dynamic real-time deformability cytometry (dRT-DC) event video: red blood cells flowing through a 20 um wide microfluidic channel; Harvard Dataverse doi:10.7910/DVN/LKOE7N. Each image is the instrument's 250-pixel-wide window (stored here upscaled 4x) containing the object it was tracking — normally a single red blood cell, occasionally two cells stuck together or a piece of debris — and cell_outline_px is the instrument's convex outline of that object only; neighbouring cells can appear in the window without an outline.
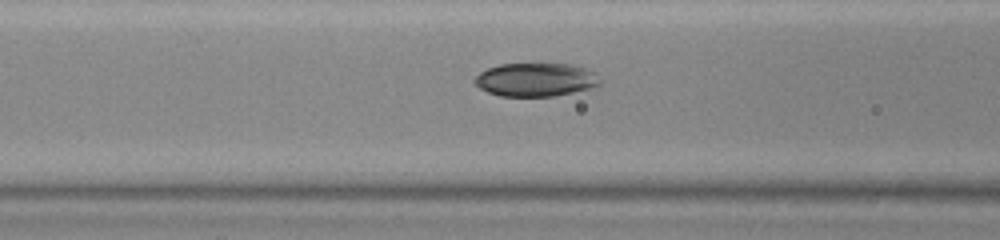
{"species": "common noctule bat (a hibernating species)", "species_latin": "Nyctalus noctula", "temperature_condition": "warm", "stored_images_in_passage": 7, "camera_frame_rate_fps": 3000, "um_per_image_px": 0.085, "animal": {"sex": "female", "body_mass_g": 23.0, "forearm_length_mm": 53.4}, "frame": {"image": 1, "passage_image": 5, "time_ms": 1.333, "image_size_px": [1000, 240], "cell_outline_px": [[600, 84], [588, 88], [556, 96], [500, 96], [488, 92], [480, 88], [472, 80], [480, 72], [488, 68], [500, 64], [568, 64], [584, 68], [596, 72], [600, 80]], "centroid_in_image_um": [45.51, 6.77], "position_along_channel_um": 121.1, "area_um2": 24.28}}